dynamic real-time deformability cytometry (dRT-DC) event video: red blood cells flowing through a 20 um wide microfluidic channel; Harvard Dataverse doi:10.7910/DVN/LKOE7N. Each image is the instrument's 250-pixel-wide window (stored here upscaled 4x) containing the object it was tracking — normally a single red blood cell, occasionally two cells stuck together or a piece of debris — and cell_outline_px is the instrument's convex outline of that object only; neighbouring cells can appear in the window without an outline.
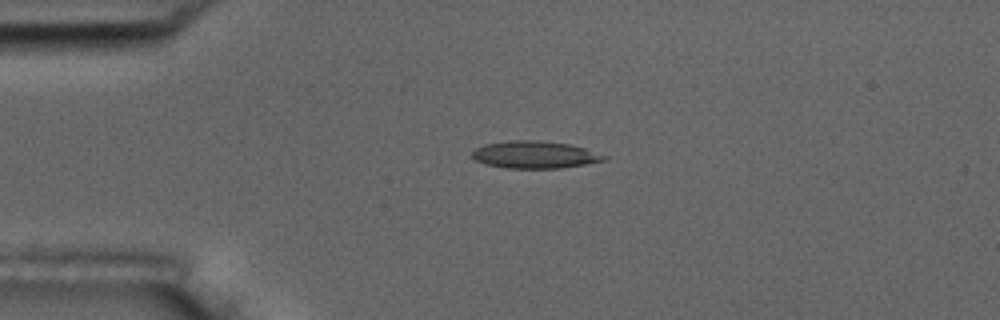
{"species": "common noctule bat (a hibernating species)", "species_latin": "Nyctalus noctula", "temperature_condition": "room temperature", "stored_images_in_passage": 2, "camera_frame_rate_fps": 3000, "um_per_image_px": 0.085, "animal": {"sex": "male", "body_mass_g": 17.5, "forearm_length_mm": 52.3}, "frame": {"image": 1, "passage_image": 1, "time_ms": 0.0, "image_size_px": [1000, 320], "cell_outline_px": [[608, 160], [560, 168], [504, 168], [484, 164], [476, 160], [472, 156], [472, 152], [476, 148], [484, 144], [508, 140], [540, 140], [568, 144], [584, 148], [608, 156]], "centroid_in_image_um": [45.44, 13.15], "position_along_channel_um": 39.6, "area_um2": 21.04}}